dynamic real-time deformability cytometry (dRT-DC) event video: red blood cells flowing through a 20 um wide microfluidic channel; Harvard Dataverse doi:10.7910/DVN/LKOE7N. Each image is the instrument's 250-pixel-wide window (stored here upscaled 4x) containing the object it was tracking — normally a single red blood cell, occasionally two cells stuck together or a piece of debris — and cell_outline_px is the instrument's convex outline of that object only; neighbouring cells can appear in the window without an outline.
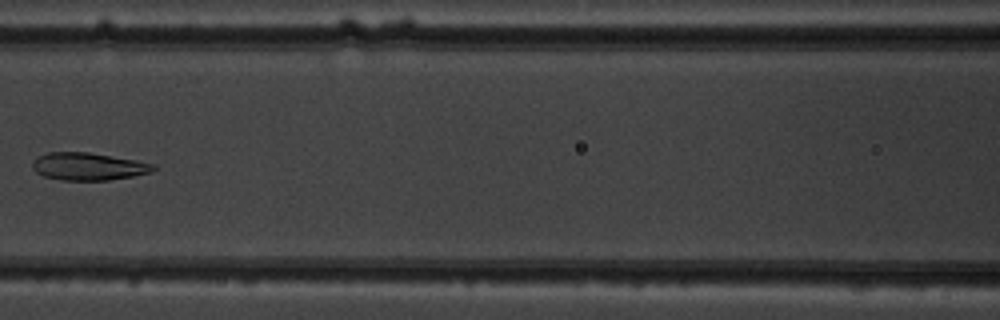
{"species": "common noctule bat (a hibernating species)", "species_latin": "Nyctalus noctula", "temperature_condition": "warm", "stored_images_in_passage": 6, "camera_frame_rate_fps": 3000, "um_per_image_px": 0.085, "animal": {"sex": "male", "body_mass_g": 19.5, "forearm_length_mm": 54.6}, "frame": {"image": 1, "passage_image": 6, "time_ms": 5.667, "image_size_px": [1000, 320], "cell_outline_px": [[156, 168], [152, 172], [132, 176], [108, 180], [60, 180], [44, 176], [36, 172], [32, 168], [32, 160], [48, 152], [88, 152], [136, 160], [156, 164]], "centroid_in_image_um": [7.51, 14.15], "position_along_channel_um": 159.1, "area_um2": 19.42}}